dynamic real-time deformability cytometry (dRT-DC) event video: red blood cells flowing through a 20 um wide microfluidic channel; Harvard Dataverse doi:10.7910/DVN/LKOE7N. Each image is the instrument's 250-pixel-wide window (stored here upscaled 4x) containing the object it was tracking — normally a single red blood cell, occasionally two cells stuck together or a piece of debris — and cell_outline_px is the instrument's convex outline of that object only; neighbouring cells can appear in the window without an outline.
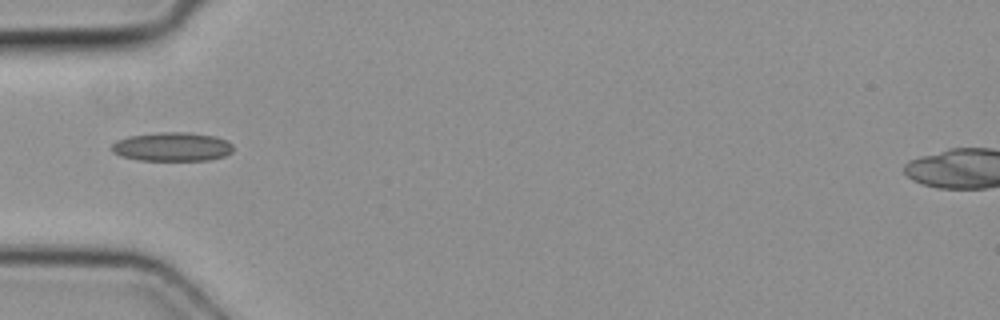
{"species": "common noctule bat (a hibernating species)", "species_latin": "Nyctalus noctula", "temperature_condition": "cold", "stored_images_in_passage": 2, "camera_frame_rate_fps": 3000, "um_per_image_px": 0.085, "animal": {"sex": "female", "body_mass_g": 19.3, "forearm_length_mm": 54.1}, "frame": {"image": 1, "passage_image": 1, "time_ms": 0.0, "image_size_px": [1000, 320], "cell_outline_px": [[232, 152], [224, 156], [208, 160], [140, 160], [120, 156], [112, 152], [112, 144], [116, 140], [128, 136], [160, 132], [188, 132], [216, 136], [228, 140], [232, 144]], "centroid_in_image_um": [14.64, 12.47], "position_along_channel_um": 70.4, "area_um2": 20.58}}
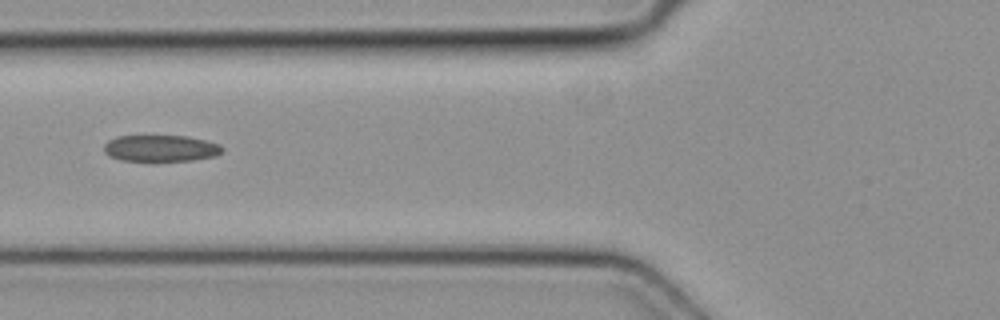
{"frame": {"image": 2, "passage_image": 2, "time_ms": 0.333, "image_size_px": [1000, 320], "cell_outline_px": [[224, 152], [216, 156], [192, 160], [120, 160], [104, 152], [104, 144], [108, 140], [116, 136], [188, 136], [220, 144], [224, 148]], "centroid_in_image_um": [13.7, 12.59], "position_along_channel_um": 112.1, "area_um2": 18.15}}